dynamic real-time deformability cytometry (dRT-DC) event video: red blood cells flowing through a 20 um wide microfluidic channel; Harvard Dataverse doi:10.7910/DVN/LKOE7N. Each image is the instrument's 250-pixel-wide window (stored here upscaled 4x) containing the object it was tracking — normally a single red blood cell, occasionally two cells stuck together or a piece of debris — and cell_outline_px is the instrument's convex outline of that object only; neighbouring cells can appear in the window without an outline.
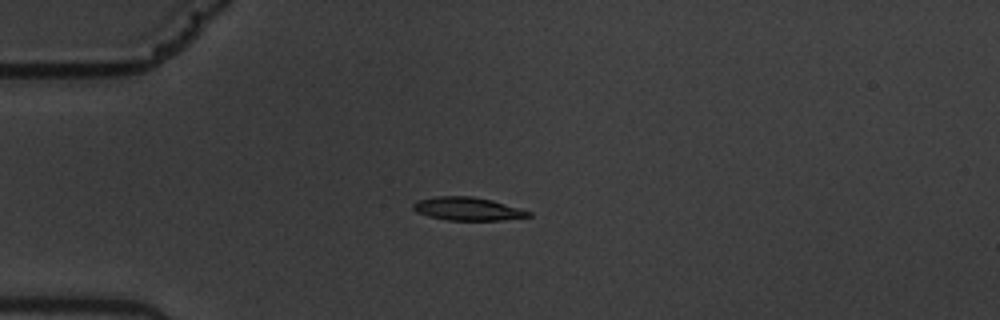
{"species": "common noctule bat (a hibernating species)", "species_latin": "Nyctalus noctula", "temperature_condition": "warm", "stored_images_in_passage": 43, "camera_frame_rate_fps": 3000, "um_per_image_px": 0.085, "animal": {"sex": "male", "body_mass_g": 19.5, "forearm_length_mm": 54.6}, "frame": {"image": 1, "passage_image": 1, "time_ms": 0.0, "image_size_px": [1000, 320], "cell_outline_px": [[532, 216], [504, 220], [448, 220], [428, 216], [416, 212], [412, 208], [412, 204], [416, 200], [436, 196], [472, 196], [492, 200], [520, 208], [532, 212]], "centroid_in_image_um": [39.74, 17.75], "position_along_channel_um": 45.3, "area_um2": 15.72}}
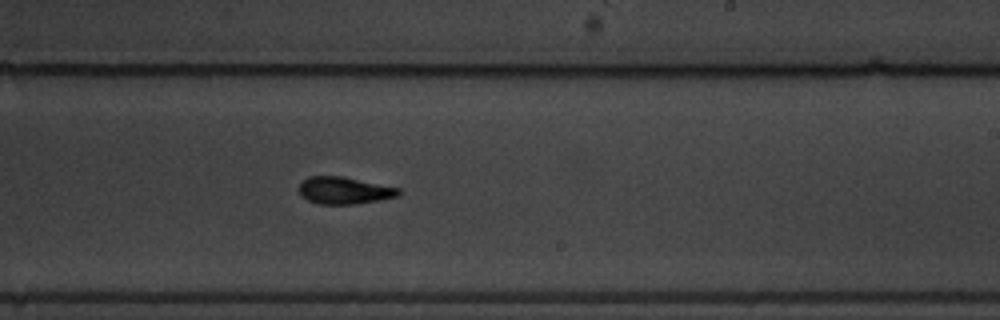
{"frame": {"image": 2, "passage_image": 21, "time_ms": 6.667, "image_size_px": [1000, 320], "cell_outline_px": [[400, 196], [380, 200], [356, 204], [320, 204], [308, 200], [300, 196], [300, 184], [308, 176], [344, 176], [400, 188]], "centroid_in_image_um": [29.29, 16.19], "position_along_channel_um": 259.7, "area_um2": 15.84}}
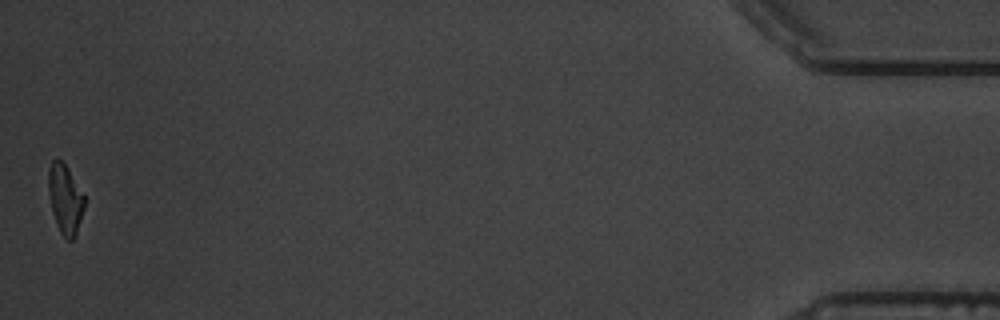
{"frame": {"image": 3, "passage_image": 43, "time_ms": 14.0, "image_size_px": [1000, 320], "cell_outline_px": [[84, 208], [76, 232], [72, 240], [68, 240], [60, 232], [52, 212], [48, 192], [48, 168], [52, 160], [60, 160], [64, 164], [84, 196]], "centroid_in_image_um": [5.51, 16.92], "position_along_channel_um": 429.7, "area_um2": 14.1}, "authors_computed_cell_mechanics": {"area_um2": 15.606, "velocity_mm_per_s": 3.5453, "shape_relaxation_time_tau1_ms": 3.6407, "shape_relaxation_time_tau2_ms": 2.49, "deformation_change_tau1": 0.1778, "deformation_change_tau2": 0.1085}}